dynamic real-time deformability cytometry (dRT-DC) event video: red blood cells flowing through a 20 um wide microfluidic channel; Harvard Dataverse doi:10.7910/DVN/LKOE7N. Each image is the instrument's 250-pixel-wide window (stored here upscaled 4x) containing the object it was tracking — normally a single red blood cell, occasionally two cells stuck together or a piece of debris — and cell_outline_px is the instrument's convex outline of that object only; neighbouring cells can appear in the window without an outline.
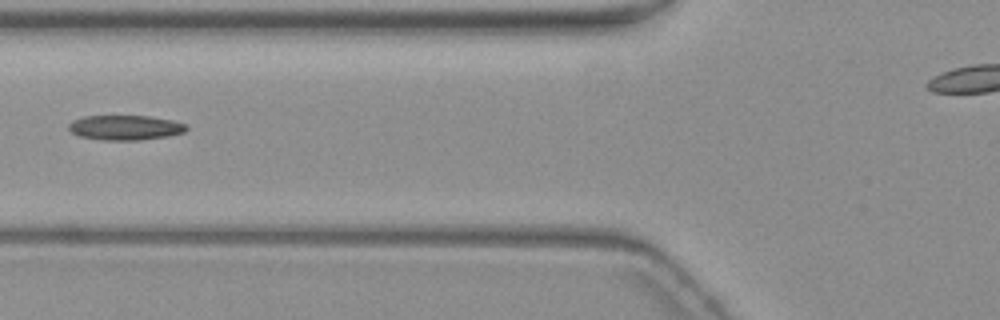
{"species": "common noctule bat (a hibernating species)", "species_latin": "Nyctalus noctula", "temperature_condition": "warm", "stored_images_in_passage": 4, "camera_frame_rate_fps": 3000, "um_per_image_px": 0.085, "animal": {"sex": "female", "body_mass_g": 19.3, "forearm_length_mm": 54.1}, "frame": {"image": 1, "passage_image": 4, "time_ms": 4.0, "image_size_px": [1000, 320], "cell_outline_px": [[188, 128], [184, 132], [168, 136], [140, 140], [100, 140], [80, 136], [72, 132], [68, 128], [68, 124], [72, 120], [84, 116], [148, 116], [172, 120], [184, 124]], "centroid_in_image_um": [10.62, 10.85], "position_along_channel_um": 115.2, "area_um2": 16.99}}